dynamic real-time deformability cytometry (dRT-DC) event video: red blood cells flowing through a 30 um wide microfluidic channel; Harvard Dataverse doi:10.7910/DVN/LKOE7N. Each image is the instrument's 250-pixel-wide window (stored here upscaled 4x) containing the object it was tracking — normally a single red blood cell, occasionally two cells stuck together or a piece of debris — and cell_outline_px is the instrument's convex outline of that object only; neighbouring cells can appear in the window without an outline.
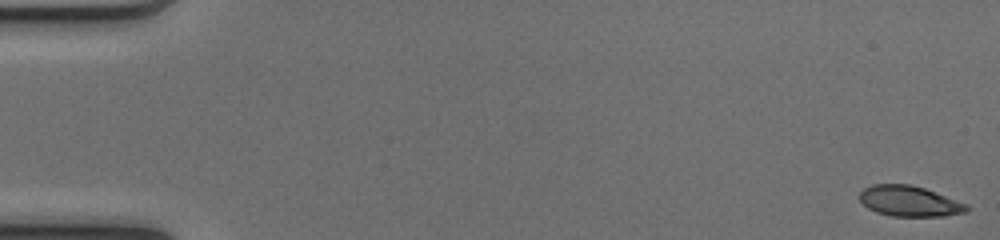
{"species": "common noctule bat (a hibernating species)", "species_latin": "Nyctalus noctula", "temperature_condition": "cold", "stored_images_in_passage": 52, "camera_frame_rate_fps": 3000, "um_per_image_px": 0.085, "animal": {"sex": "female", "body_mass_g": 17.0, "forearm_length_mm": 48.0}, "frame": {"image": 1, "passage_image": 1, "time_ms": 0.0, "image_size_px": [1000, 240], "cell_outline_px": [[968, 212], [944, 216], [892, 216], [876, 212], [868, 208], [860, 200], [860, 192], [864, 188], [872, 184], [908, 184], [924, 188], [968, 204]], "centroid_in_image_um": [77.31, 17.1], "position_along_channel_um": 7.7, "area_um2": 19.02}}
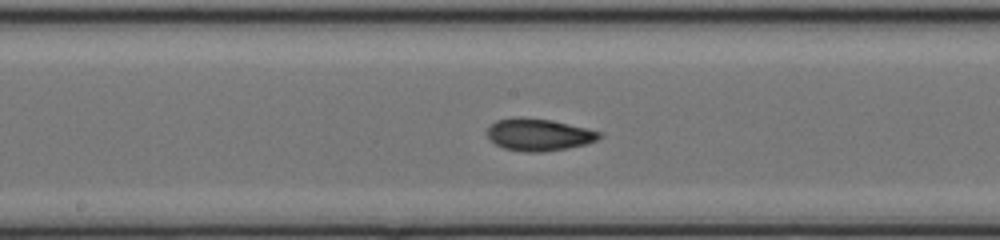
{"frame": {"image": 2, "passage_image": 27, "time_ms": 8.667, "image_size_px": [1000, 240], "cell_outline_px": [[604, 136], [596, 140], [584, 144], [568, 148], [540, 152], [524, 152], [504, 148], [496, 144], [488, 136], [488, 128], [496, 120], [512, 116], [520, 116], [552, 120], [588, 128], [600, 132]], "centroid_in_image_um": [45.8, 11.43], "position_along_channel_um": 202.4, "area_um2": 21.1}}
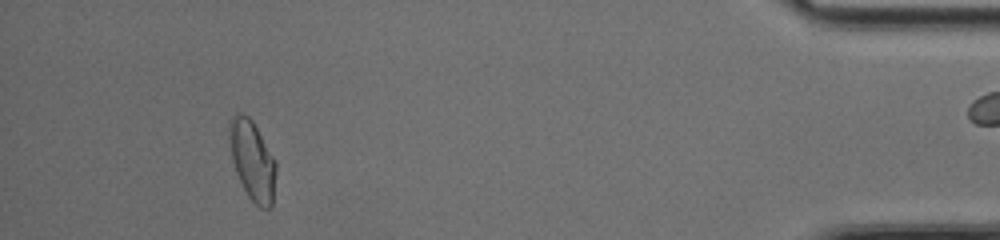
{"frame": {"image": 3, "passage_image": 47, "time_ms": 15.333, "image_size_px": [1000, 240], "cell_outline_px": [[276, 172], [272, 204], [268, 208], [260, 208], [248, 196], [236, 172], [232, 160], [228, 136], [228, 124], [232, 116], [236, 112], [240, 112], [248, 116], [252, 120], [276, 160]], "centroid_in_image_um": [21.44, 13.59], "position_along_channel_um": 413.8, "area_um2": 21.68}, "authors_computed_cell_mechanics": {"area_um2": 20.4612, "velocity_mm_per_s": 4.1234, "shape_relaxation_time_tau1_ms": 10.8531, "shape_relaxation_time_tau2_ms": 1.9454, "deformation_change_tau1": 0.2789, "deformation_change_tau2": 0.0649}}